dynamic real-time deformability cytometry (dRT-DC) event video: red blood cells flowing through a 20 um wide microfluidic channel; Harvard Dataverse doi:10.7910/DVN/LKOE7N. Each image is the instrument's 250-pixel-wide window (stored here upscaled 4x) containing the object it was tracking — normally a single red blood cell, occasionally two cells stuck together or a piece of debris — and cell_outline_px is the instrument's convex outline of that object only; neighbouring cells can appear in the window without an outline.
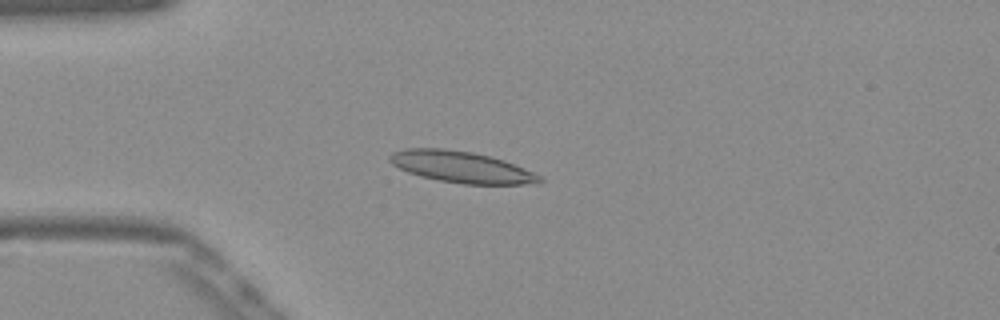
{"species": "Egyptian fruit bat (a non-hibernating species)", "species_latin": "Rousettus aegyptiacus", "temperature_condition": "warm", "stored_images_in_passage": 47, "camera_frame_rate_fps": 3000, "um_per_image_px": 0.085, "frame": {"image": 1, "passage_image": 13, "time_ms": 4.0, "image_size_px": [1000, 320], "cell_outline_px": [[544, 180], [540, 184], [464, 184], [440, 180], [420, 176], [408, 172], [392, 164], [388, 160], [388, 156], [392, 152], [404, 148], [444, 148], [472, 152], [504, 160], [524, 168], [540, 176]], "centroid_in_image_um": [39.2, 14.19], "position_along_channel_um": 45.8, "area_um2": 27.4}}
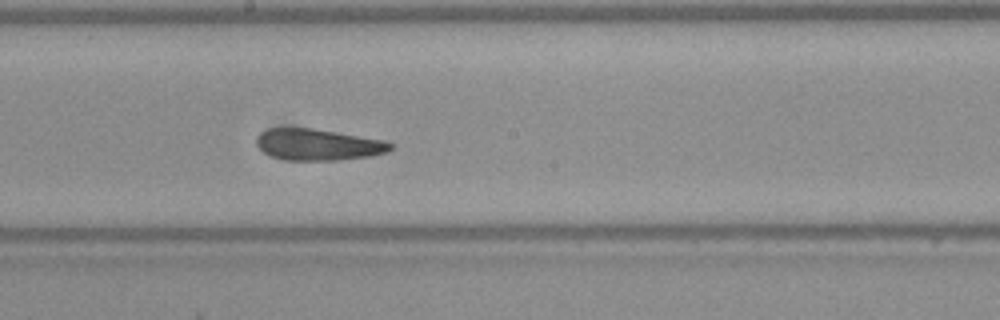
{"frame": {"image": 2, "passage_image": 28, "time_ms": 9.0, "image_size_px": [1000, 320], "cell_outline_px": [[392, 148], [388, 152], [372, 156], [336, 160], [288, 160], [272, 156], [264, 152], [256, 144], [256, 136], [260, 132], [268, 128], [312, 128], [388, 140], [392, 144]], "centroid_in_image_um": [27.07, 12.28], "position_along_channel_um": 221.1, "area_um2": 24.68}}
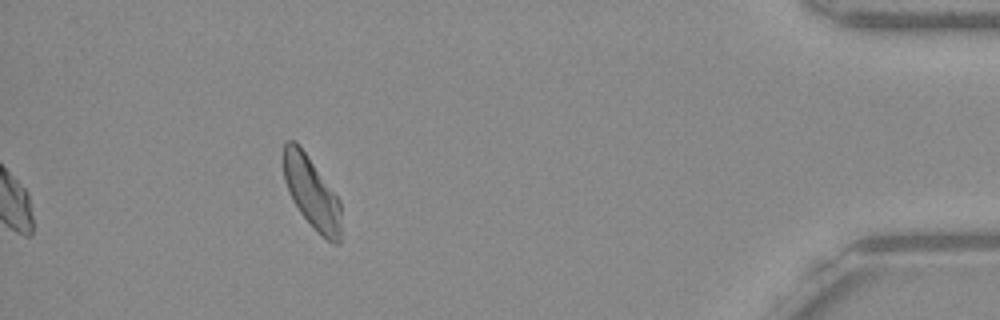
{"frame": {"image": 3, "passage_image": 47, "time_ms": 15.333, "image_size_px": [1000, 320], "cell_outline_px": [[340, 244], [332, 244], [316, 232], [300, 212], [292, 200], [288, 192], [284, 180], [280, 156], [284, 144], [288, 140], [296, 140], [300, 144], [340, 200]], "centroid_in_image_um": [26.44, 16.32], "position_along_channel_um": 408.8, "area_um2": 24.74}, "authors_computed_cell_mechanics": {"area_um2": 24.9118, "velocity_mm_per_s": 3.8402, "shape_relaxation_time_tau1_ms": null, "shape_relaxation_time_tau2_ms": 3.6578, "deformation_change_tau1": null, "deformation_change_tau2": 0.1127}}